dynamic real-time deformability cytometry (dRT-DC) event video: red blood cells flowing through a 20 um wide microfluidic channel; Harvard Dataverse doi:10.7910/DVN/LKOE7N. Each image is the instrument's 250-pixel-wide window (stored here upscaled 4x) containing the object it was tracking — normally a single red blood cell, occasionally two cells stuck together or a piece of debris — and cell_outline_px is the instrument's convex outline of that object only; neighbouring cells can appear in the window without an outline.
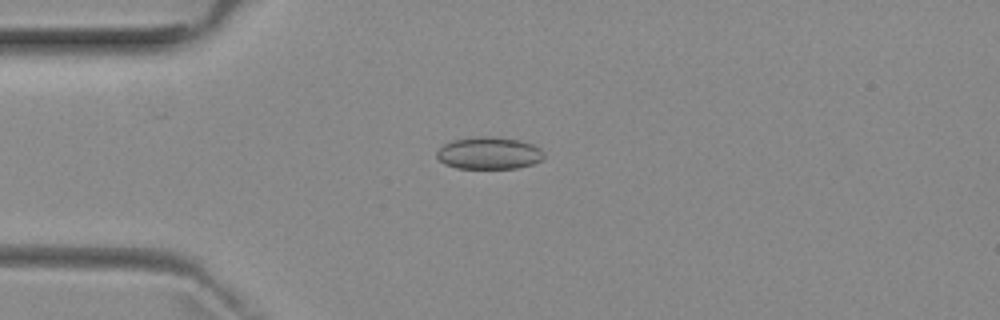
{"species": "common noctule bat (a hibernating species)", "species_latin": "Nyctalus noctula", "temperature_condition": "room temperature", "stored_images_in_passage": 5, "camera_frame_rate_fps": 3000, "um_per_image_px": 0.085, "animal": {"sex": "female", "body_mass_g": 29.2, "forearm_length_mm": 56.3}, "frame": {"image": 1, "passage_image": 4, "time_ms": 3.333, "image_size_px": [1000, 320], "cell_outline_px": [[544, 160], [532, 164], [516, 168], [456, 168], [444, 164], [436, 156], [436, 152], [444, 144], [452, 140], [476, 136], [492, 136], [520, 140], [532, 144], [540, 148], [544, 152]], "centroid_in_image_um": [41.57, 13.01], "position_along_channel_um": 43.4, "area_um2": 20.29}}
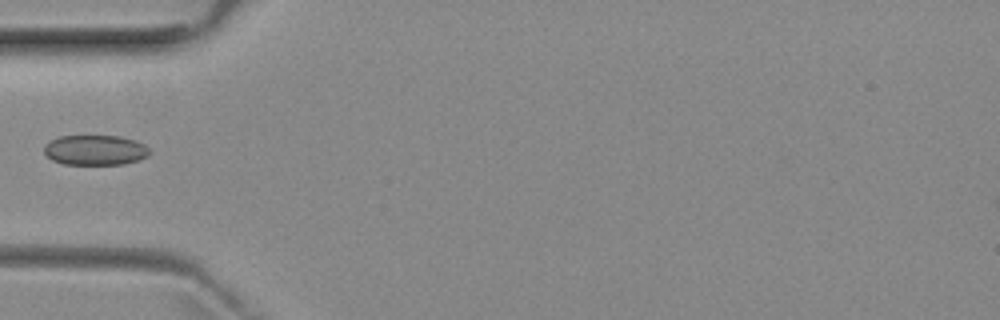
{"frame": {"image": 2, "passage_image": 5, "time_ms": 4.667, "image_size_px": [1000, 320], "cell_outline_px": [[148, 156], [140, 160], [124, 164], [64, 164], [52, 160], [44, 152], [44, 144], [60, 136], [120, 136], [136, 140], [144, 144], [148, 148]], "centroid_in_image_um": [8.1, 12.76], "position_along_channel_um": 76.9, "area_um2": 18.5}}